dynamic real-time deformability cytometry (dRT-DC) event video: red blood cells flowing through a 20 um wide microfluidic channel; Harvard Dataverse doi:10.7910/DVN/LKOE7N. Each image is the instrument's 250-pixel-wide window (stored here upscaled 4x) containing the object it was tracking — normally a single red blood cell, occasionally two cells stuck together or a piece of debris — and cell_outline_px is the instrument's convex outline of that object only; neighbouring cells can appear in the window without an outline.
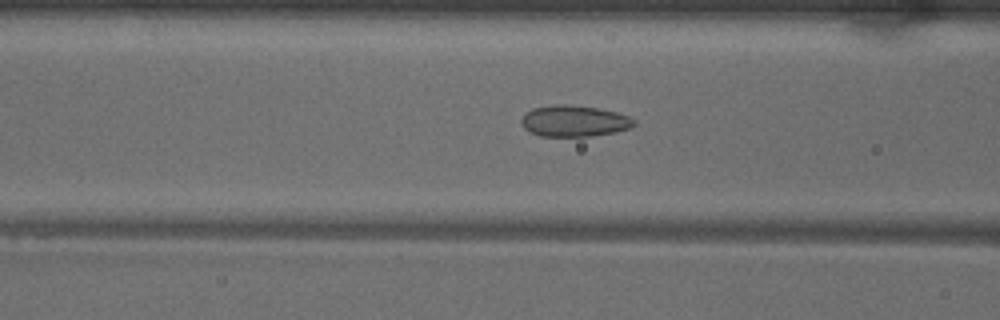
{"species": "common noctule bat (a hibernating species)", "species_latin": "Nyctalus noctula", "temperature_condition": "warm", "stored_images_in_passage": 48, "camera_frame_rate_fps": 3000, "um_per_image_px": 0.085, "animal": {"sex": "male", "body_mass_g": 18.8}, "frame": {"image": 1, "passage_image": 17, "time_ms": 5.333, "image_size_px": [1000, 320], "cell_outline_px": [[636, 124], [632, 128], [616, 132], [592, 136], [540, 136], [524, 128], [520, 124], [520, 120], [532, 108], [552, 104], [568, 104], [600, 108], [616, 112], [628, 116], [636, 120]], "centroid_in_image_um": [48.84, 10.28], "position_along_channel_um": 117.8, "area_um2": 20.75}}
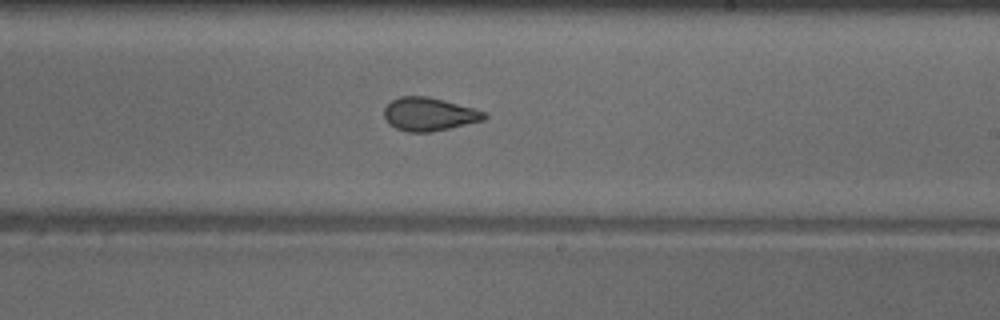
{"frame": {"image": 2, "passage_image": 27, "time_ms": 8.667, "image_size_px": [1000, 320], "cell_outline_px": [[488, 116], [484, 120], [432, 132], [408, 132], [396, 128], [388, 124], [384, 116], [384, 108], [392, 100], [400, 96], [428, 96], [472, 108], [484, 112]], "centroid_in_image_um": [36.44, 9.71], "position_along_channel_um": 252.6, "area_um2": 19.31}}
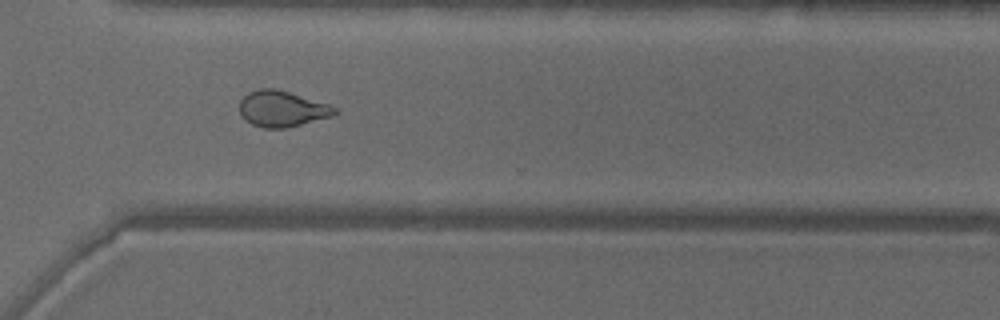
{"frame": {"image": 3, "passage_image": 34, "time_ms": 11.0, "image_size_px": [1000, 320], "cell_outline_px": [[340, 112], [332, 116], [284, 128], [264, 128], [252, 124], [244, 120], [240, 112], [240, 100], [248, 92], [260, 88], [276, 88], [328, 104], [336, 108]], "centroid_in_image_um": [23.95, 9.24], "position_along_channel_um": 346.6, "area_um2": 19.83}, "authors_computed_cell_mechanics": {"area_um2": 20.7791, "velocity_mm_per_s": 4.0398, "shape_relaxation_time_tau1_ms": null, "shape_relaxation_time_tau2_ms": 1.3418, "deformation_change_tau1": null, "deformation_change_tau2": 0.0764}}